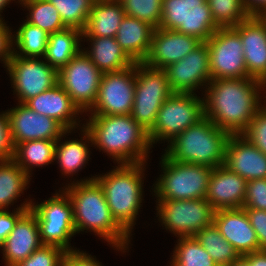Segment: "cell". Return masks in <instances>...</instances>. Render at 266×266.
I'll use <instances>...</instances> for the list:
<instances>
[{"label": "cell", "mask_w": 266, "mask_h": 266, "mask_svg": "<svg viewBox=\"0 0 266 266\" xmlns=\"http://www.w3.org/2000/svg\"><path fill=\"white\" fill-rule=\"evenodd\" d=\"M205 87L204 117L230 135L242 134L266 100V85L252 77L215 79Z\"/></svg>", "instance_id": "6da1fadb"}, {"label": "cell", "mask_w": 266, "mask_h": 266, "mask_svg": "<svg viewBox=\"0 0 266 266\" xmlns=\"http://www.w3.org/2000/svg\"><path fill=\"white\" fill-rule=\"evenodd\" d=\"M82 126L91 136L90 145L111 156L117 165L147 161L152 149L148 131L131 114L90 115Z\"/></svg>", "instance_id": "7a4b0ae2"}, {"label": "cell", "mask_w": 266, "mask_h": 266, "mask_svg": "<svg viewBox=\"0 0 266 266\" xmlns=\"http://www.w3.org/2000/svg\"><path fill=\"white\" fill-rule=\"evenodd\" d=\"M73 182V183H72ZM64 186L73 205L74 226L76 233L93 232L116 250L125 253L130 244V236L113 218L103 189L95 176L72 181Z\"/></svg>", "instance_id": "3957f363"}, {"label": "cell", "mask_w": 266, "mask_h": 266, "mask_svg": "<svg viewBox=\"0 0 266 266\" xmlns=\"http://www.w3.org/2000/svg\"><path fill=\"white\" fill-rule=\"evenodd\" d=\"M145 164H118L107 174L95 175L113 218L129 236L142 206Z\"/></svg>", "instance_id": "277c9868"}, {"label": "cell", "mask_w": 266, "mask_h": 266, "mask_svg": "<svg viewBox=\"0 0 266 266\" xmlns=\"http://www.w3.org/2000/svg\"><path fill=\"white\" fill-rule=\"evenodd\" d=\"M230 134L204 117L171 140L164 153L170 160L213 168L225 164Z\"/></svg>", "instance_id": "5b68a950"}, {"label": "cell", "mask_w": 266, "mask_h": 266, "mask_svg": "<svg viewBox=\"0 0 266 266\" xmlns=\"http://www.w3.org/2000/svg\"><path fill=\"white\" fill-rule=\"evenodd\" d=\"M162 173L153 184L157 200L205 199L212 168L170 160L165 154Z\"/></svg>", "instance_id": "8992f818"}, {"label": "cell", "mask_w": 266, "mask_h": 266, "mask_svg": "<svg viewBox=\"0 0 266 266\" xmlns=\"http://www.w3.org/2000/svg\"><path fill=\"white\" fill-rule=\"evenodd\" d=\"M30 210L37 218L43 245L58 246L67 252L76 250L70 246V239L76 235L73 205L64 190L39 204L32 202Z\"/></svg>", "instance_id": "52a82bcc"}, {"label": "cell", "mask_w": 266, "mask_h": 266, "mask_svg": "<svg viewBox=\"0 0 266 266\" xmlns=\"http://www.w3.org/2000/svg\"><path fill=\"white\" fill-rule=\"evenodd\" d=\"M204 118V99L192 93H173L160 107L155 124L148 131L153 146L173 140L188 127Z\"/></svg>", "instance_id": "ba28073f"}, {"label": "cell", "mask_w": 266, "mask_h": 266, "mask_svg": "<svg viewBox=\"0 0 266 266\" xmlns=\"http://www.w3.org/2000/svg\"><path fill=\"white\" fill-rule=\"evenodd\" d=\"M173 94L163 69L135 63V96L131 117L146 131L155 124L162 104Z\"/></svg>", "instance_id": "9c48e42d"}, {"label": "cell", "mask_w": 266, "mask_h": 266, "mask_svg": "<svg viewBox=\"0 0 266 266\" xmlns=\"http://www.w3.org/2000/svg\"><path fill=\"white\" fill-rule=\"evenodd\" d=\"M159 28L206 42L220 27L214 22L207 0H162Z\"/></svg>", "instance_id": "30bf717a"}, {"label": "cell", "mask_w": 266, "mask_h": 266, "mask_svg": "<svg viewBox=\"0 0 266 266\" xmlns=\"http://www.w3.org/2000/svg\"><path fill=\"white\" fill-rule=\"evenodd\" d=\"M161 225L177 237L195 236L214 222L215 210L206 199L157 200Z\"/></svg>", "instance_id": "8fae6325"}, {"label": "cell", "mask_w": 266, "mask_h": 266, "mask_svg": "<svg viewBox=\"0 0 266 266\" xmlns=\"http://www.w3.org/2000/svg\"><path fill=\"white\" fill-rule=\"evenodd\" d=\"M103 73L81 50L67 65L58 71V83L84 113L95 104Z\"/></svg>", "instance_id": "7c38bea8"}, {"label": "cell", "mask_w": 266, "mask_h": 266, "mask_svg": "<svg viewBox=\"0 0 266 266\" xmlns=\"http://www.w3.org/2000/svg\"><path fill=\"white\" fill-rule=\"evenodd\" d=\"M211 80L248 78L240 35L232 28H219L206 41Z\"/></svg>", "instance_id": "4fadbf2b"}, {"label": "cell", "mask_w": 266, "mask_h": 266, "mask_svg": "<svg viewBox=\"0 0 266 266\" xmlns=\"http://www.w3.org/2000/svg\"><path fill=\"white\" fill-rule=\"evenodd\" d=\"M13 92L18 103H25L32 97L58 84V71L42 58H25L12 55L6 65Z\"/></svg>", "instance_id": "5bb4252c"}, {"label": "cell", "mask_w": 266, "mask_h": 266, "mask_svg": "<svg viewBox=\"0 0 266 266\" xmlns=\"http://www.w3.org/2000/svg\"><path fill=\"white\" fill-rule=\"evenodd\" d=\"M135 96V64L117 72L103 73L91 115L131 114Z\"/></svg>", "instance_id": "9a60e30c"}, {"label": "cell", "mask_w": 266, "mask_h": 266, "mask_svg": "<svg viewBox=\"0 0 266 266\" xmlns=\"http://www.w3.org/2000/svg\"><path fill=\"white\" fill-rule=\"evenodd\" d=\"M173 93H192L211 81L207 42H202L182 60L163 69Z\"/></svg>", "instance_id": "2e32d148"}, {"label": "cell", "mask_w": 266, "mask_h": 266, "mask_svg": "<svg viewBox=\"0 0 266 266\" xmlns=\"http://www.w3.org/2000/svg\"><path fill=\"white\" fill-rule=\"evenodd\" d=\"M6 113L14 148L30 140H58L67 131L57 120L33 111L24 103Z\"/></svg>", "instance_id": "e0dca14e"}, {"label": "cell", "mask_w": 266, "mask_h": 266, "mask_svg": "<svg viewBox=\"0 0 266 266\" xmlns=\"http://www.w3.org/2000/svg\"><path fill=\"white\" fill-rule=\"evenodd\" d=\"M232 28L242 40L248 77L266 85V20L263 16H250Z\"/></svg>", "instance_id": "ac0fdd59"}, {"label": "cell", "mask_w": 266, "mask_h": 266, "mask_svg": "<svg viewBox=\"0 0 266 266\" xmlns=\"http://www.w3.org/2000/svg\"><path fill=\"white\" fill-rule=\"evenodd\" d=\"M201 43L199 39L175 30L156 28L143 63L151 68L164 69L182 60Z\"/></svg>", "instance_id": "d6986e66"}, {"label": "cell", "mask_w": 266, "mask_h": 266, "mask_svg": "<svg viewBox=\"0 0 266 266\" xmlns=\"http://www.w3.org/2000/svg\"><path fill=\"white\" fill-rule=\"evenodd\" d=\"M213 223L241 256L262 250L244 208L217 210Z\"/></svg>", "instance_id": "ffe728a7"}, {"label": "cell", "mask_w": 266, "mask_h": 266, "mask_svg": "<svg viewBox=\"0 0 266 266\" xmlns=\"http://www.w3.org/2000/svg\"><path fill=\"white\" fill-rule=\"evenodd\" d=\"M247 181L225 165L213 168L205 199L217 211L243 208Z\"/></svg>", "instance_id": "44dd1931"}, {"label": "cell", "mask_w": 266, "mask_h": 266, "mask_svg": "<svg viewBox=\"0 0 266 266\" xmlns=\"http://www.w3.org/2000/svg\"><path fill=\"white\" fill-rule=\"evenodd\" d=\"M42 245L37 218L29 209L18 219L1 246L5 265H17Z\"/></svg>", "instance_id": "7402d4cb"}, {"label": "cell", "mask_w": 266, "mask_h": 266, "mask_svg": "<svg viewBox=\"0 0 266 266\" xmlns=\"http://www.w3.org/2000/svg\"><path fill=\"white\" fill-rule=\"evenodd\" d=\"M224 165L246 181L266 178V155L241 134L229 136Z\"/></svg>", "instance_id": "603a6c76"}, {"label": "cell", "mask_w": 266, "mask_h": 266, "mask_svg": "<svg viewBox=\"0 0 266 266\" xmlns=\"http://www.w3.org/2000/svg\"><path fill=\"white\" fill-rule=\"evenodd\" d=\"M24 104L39 114L57 120L67 130L72 131L78 128L80 124L76 115L79 113L83 115V112L59 83L27 100Z\"/></svg>", "instance_id": "cb8c5ba5"}, {"label": "cell", "mask_w": 266, "mask_h": 266, "mask_svg": "<svg viewBox=\"0 0 266 266\" xmlns=\"http://www.w3.org/2000/svg\"><path fill=\"white\" fill-rule=\"evenodd\" d=\"M155 29L145 21L125 15L115 38L125 53L135 63H140L149 53Z\"/></svg>", "instance_id": "d4e9b609"}, {"label": "cell", "mask_w": 266, "mask_h": 266, "mask_svg": "<svg viewBox=\"0 0 266 266\" xmlns=\"http://www.w3.org/2000/svg\"><path fill=\"white\" fill-rule=\"evenodd\" d=\"M84 38L90 40L91 46L90 50H82L102 73L121 71L135 64L115 37L82 36Z\"/></svg>", "instance_id": "484cf974"}, {"label": "cell", "mask_w": 266, "mask_h": 266, "mask_svg": "<svg viewBox=\"0 0 266 266\" xmlns=\"http://www.w3.org/2000/svg\"><path fill=\"white\" fill-rule=\"evenodd\" d=\"M125 15L118 0L93 2L82 36L115 37Z\"/></svg>", "instance_id": "4316f807"}, {"label": "cell", "mask_w": 266, "mask_h": 266, "mask_svg": "<svg viewBox=\"0 0 266 266\" xmlns=\"http://www.w3.org/2000/svg\"><path fill=\"white\" fill-rule=\"evenodd\" d=\"M81 135L80 140L73 139L61 142L62 137H66V134L71 133V130H67L58 140L55 148V161L59 163L60 171L65 176H73L78 173L79 170L86 167V163L89 161L90 152L88 147L92 144L91 136L89 132L83 127H80ZM85 139V140H84ZM88 143V144H86ZM84 166V167H83Z\"/></svg>", "instance_id": "83f0119b"}, {"label": "cell", "mask_w": 266, "mask_h": 266, "mask_svg": "<svg viewBox=\"0 0 266 266\" xmlns=\"http://www.w3.org/2000/svg\"><path fill=\"white\" fill-rule=\"evenodd\" d=\"M82 41V31L76 28H65L51 33L43 59L59 71L82 50Z\"/></svg>", "instance_id": "f1b7e54d"}, {"label": "cell", "mask_w": 266, "mask_h": 266, "mask_svg": "<svg viewBox=\"0 0 266 266\" xmlns=\"http://www.w3.org/2000/svg\"><path fill=\"white\" fill-rule=\"evenodd\" d=\"M57 140H30L19 143L14 148L12 160L19 165L30 177L31 168L43 167L55 162Z\"/></svg>", "instance_id": "f546056e"}, {"label": "cell", "mask_w": 266, "mask_h": 266, "mask_svg": "<svg viewBox=\"0 0 266 266\" xmlns=\"http://www.w3.org/2000/svg\"><path fill=\"white\" fill-rule=\"evenodd\" d=\"M30 179L12 159L0 160V210H6L10 204H14L29 187Z\"/></svg>", "instance_id": "4dcf8cb0"}, {"label": "cell", "mask_w": 266, "mask_h": 266, "mask_svg": "<svg viewBox=\"0 0 266 266\" xmlns=\"http://www.w3.org/2000/svg\"><path fill=\"white\" fill-rule=\"evenodd\" d=\"M14 33L12 35V55L25 58H43L48 44L49 33L27 21H24Z\"/></svg>", "instance_id": "1f68e13d"}, {"label": "cell", "mask_w": 266, "mask_h": 266, "mask_svg": "<svg viewBox=\"0 0 266 266\" xmlns=\"http://www.w3.org/2000/svg\"><path fill=\"white\" fill-rule=\"evenodd\" d=\"M195 238L218 266H228L241 257L238 251L223 238L214 223L198 232Z\"/></svg>", "instance_id": "d6a6232c"}, {"label": "cell", "mask_w": 266, "mask_h": 266, "mask_svg": "<svg viewBox=\"0 0 266 266\" xmlns=\"http://www.w3.org/2000/svg\"><path fill=\"white\" fill-rule=\"evenodd\" d=\"M20 4L29 11L25 21L47 33L51 34L67 28L61 20L59 11L48 0H24Z\"/></svg>", "instance_id": "836d02e7"}, {"label": "cell", "mask_w": 266, "mask_h": 266, "mask_svg": "<svg viewBox=\"0 0 266 266\" xmlns=\"http://www.w3.org/2000/svg\"><path fill=\"white\" fill-rule=\"evenodd\" d=\"M177 238L170 266H218L195 236Z\"/></svg>", "instance_id": "e575fe53"}, {"label": "cell", "mask_w": 266, "mask_h": 266, "mask_svg": "<svg viewBox=\"0 0 266 266\" xmlns=\"http://www.w3.org/2000/svg\"><path fill=\"white\" fill-rule=\"evenodd\" d=\"M214 22L220 28L237 26L250 17L243 0H207Z\"/></svg>", "instance_id": "d590c367"}, {"label": "cell", "mask_w": 266, "mask_h": 266, "mask_svg": "<svg viewBox=\"0 0 266 266\" xmlns=\"http://www.w3.org/2000/svg\"><path fill=\"white\" fill-rule=\"evenodd\" d=\"M59 11L61 20L67 28L81 31L86 26L93 0H48Z\"/></svg>", "instance_id": "8d00e7d4"}, {"label": "cell", "mask_w": 266, "mask_h": 266, "mask_svg": "<svg viewBox=\"0 0 266 266\" xmlns=\"http://www.w3.org/2000/svg\"><path fill=\"white\" fill-rule=\"evenodd\" d=\"M127 16L137 18L159 28L162 0H118Z\"/></svg>", "instance_id": "74e56055"}, {"label": "cell", "mask_w": 266, "mask_h": 266, "mask_svg": "<svg viewBox=\"0 0 266 266\" xmlns=\"http://www.w3.org/2000/svg\"><path fill=\"white\" fill-rule=\"evenodd\" d=\"M67 251L54 245H42L15 266H62Z\"/></svg>", "instance_id": "f35d334b"}, {"label": "cell", "mask_w": 266, "mask_h": 266, "mask_svg": "<svg viewBox=\"0 0 266 266\" xmlns=\"http://www.w3.org/2000/svg\"><path fill=\"white\" fill-rule=\"evenodd\" d=\"M263 102L241 135L266 155V101Z\"/></svg>", "instance_id": "ab89813d"}, {"label": "cell", "mask_w": 266, "mask_h": 266, "mask_svg": "<svg viewBox=\"0 0 266 266\" xmlns=\"http://www.w3.org/2000/svg\"><path fill=\"white\" fill-rule=\"evenodd\" d=\"M243 208L266 211V178L247 181Z\"/></svg>", "instance_id": "60d3db41"}, {"label": "cell", "mask_w": 266, "mask_h": 266, "mask_svg": "<svg viewBox=\"0 0 266 266\" xmlns=\"http://www.w3.org/2000/svg\"><path fill=\"white\" fill-rule=\"evenodd\" d=\"M29 200V201H28ZM24 201L16 210L9 212L7 210H0V248L4 240L8 237L10 232L14 229L18 219L31 208L32 199Z\"/></svg>", "instance_id": "b9f144b4"}, {"label": "cell", "mask_w": 266, "mask_h": 266, "mask_svg": "<svg viewBox=\"0 0 266 266\" xmlns=\"http://www.w3.org/2000/svg\"><path fill=\"white\" fill-rule=\"evenodd\" d=\"M14 145L11 140L9 120L6 111L0 114V160H11Z\"/></svg>", "instance_id": "7bdbcfd3"}, {"label": "cell", "mask_w": 266, "mask_h": 266, "mask_svg": "<svg viewBox=\"0 0 266 266\" xmlns=\"http://www.w3.org/2000/svg\"><path fill=\"white\" fill-rule=\"evenodd\" d=\"M251 226L255 230L261 249H266V211L245 209Z\"/></svg>", "instance_id": "ee69618b"}, {"label": "cell", "mask_w": 266, "mask_h": 266, "mask_svg": "<svg viewBox=\"0 0 266 266\" xmlns=\"http://www.w3.org/2000/svg\"><path fill=\"white\" fill-rule=\"evenodd\" d=\"M62 266H102V263L91 254L78 249L66 252Z\"/></svg>", "instance_id": "f6af8a7d"}, {"label": "cell", "mask_w": 266, "mask_h": 266, "mask_svg": "<svg viewBox=\"0 0 266 266\" xmlns=\"http://www.w3.org/2000/svg\"><path fill=\"white\" fill-rule=\"evenodd\" d=\"M5 22H0V60L3 61V66L6 68L7 62L13 54L12 44V28L6 26ZM11 29V30H10Z\"/></svg>", "instance_id": "bcb514c9"}, {"label": "cell", "mask_w": 266, "mask_h": 266, "mask_svg": "<svg viewBox=\"0 0 266 266\" xmlns=\"http://www.w3.org/2000/svg\"><path fill=\"white\" fill-rule=\"evenodd\" d=\"M250 16H263L266 13V0H243Z\"/></svg>", "instance_id": "7dc6e473"}, {"label": "cell", "mask_w": 266, "mask_h": 266, "mask_svg": "<svg viewBox=\"0 0 266 266\" xmlns=\"http://www.w3.org/2000/svg\"><path fill=\"white\" fill-rule=\"evenodd\" d=\"M242 257L250 266H266V249L244 254Z\"/></svg>", "instance_id": "c3c4849f"}, {"label": "cell", "mask_w": 266, "mask_h": 266, "mask_svg": "<svg viewBox=\"0 0 266 266\" xmlns=\"http://www.w3.org/2000/svg\"><path fill=\"white\" fill-rule=\"evenodd\" d=\"M11 1L15 0H0V22H4L1 13L3 12L4 8L7 7L8 4H10ZM17 2L21 3L20 0H18Z\"/></svg>", "instance_id": "681fc988"}, {"label": "cell", "mask_w": 266, "mask_h": 266, "mask_svg": "<svg viewBox=\"0 0 266 266\" xmlns=\"http://www.w3.org/2000/svg\"><path fill=\"white\" fill-rule=\"evenodd\" d=\"M228 266H250L249 263L241 256L238 260H235Z\"/></svg>", "instance_id": "f907efd6"}]
</instances>
